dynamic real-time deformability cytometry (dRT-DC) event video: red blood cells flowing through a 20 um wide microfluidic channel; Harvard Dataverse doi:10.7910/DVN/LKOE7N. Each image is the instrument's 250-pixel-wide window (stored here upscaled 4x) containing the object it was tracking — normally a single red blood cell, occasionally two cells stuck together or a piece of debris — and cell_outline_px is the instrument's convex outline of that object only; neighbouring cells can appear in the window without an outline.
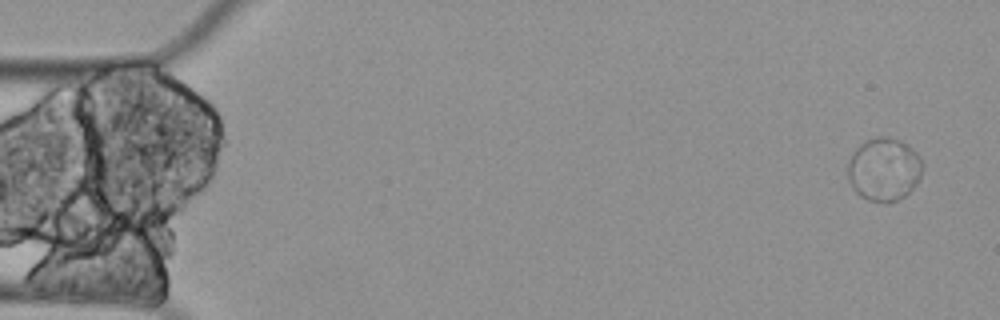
{"species": "Egyptian fruit bat (a non-hibernating species)", "species_latin": "Rousettus aegyptiacus", "temperature_condition": "cold", "stored_images_in_passage": 5, "camera_frame_rate_fps": 3000, "um_per_image_px": 0.085, "animal": {"sex": "female"}, "frame": {"image": 1, "passage_image": 1, "time_ms": 0.0, "image_size_px": [1000, 320], "cell_outline_px": [[924, 164], [920, 176], [916, 184], [904, 196], [896, 200], [868, 200], [860, 196], [852, 188], [848, 180], [848, 164], [856, 148], [860, 144], [876, 136], [888, 136], [900, 140], [908, 144], [920, 156]], "centroid_in_image_um": [75.15, 14.35], "position_along_channel_um": 9.8, "area_um2": 27.34}}
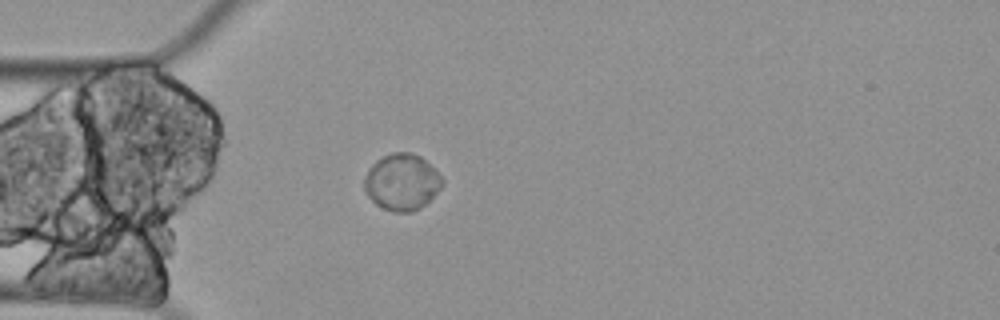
{"frame": {"image": 2, "passage_image": 5, "time_ms": 1.333, "image_size_px": [1000, 320], "cell_outline_px": [[444, 184], [420, 208], [412, 212], [392, 212], [376, 204], [368, 196], [364, 188], [364, 176], [368, 168], [376, 160], [392, 152], [412, 152], [420, 156], [444, 180]], "centroid_in_image_um": [34.12, 15.47], "position_along_channel_um": 50.9, "area_um2": 25.43}}